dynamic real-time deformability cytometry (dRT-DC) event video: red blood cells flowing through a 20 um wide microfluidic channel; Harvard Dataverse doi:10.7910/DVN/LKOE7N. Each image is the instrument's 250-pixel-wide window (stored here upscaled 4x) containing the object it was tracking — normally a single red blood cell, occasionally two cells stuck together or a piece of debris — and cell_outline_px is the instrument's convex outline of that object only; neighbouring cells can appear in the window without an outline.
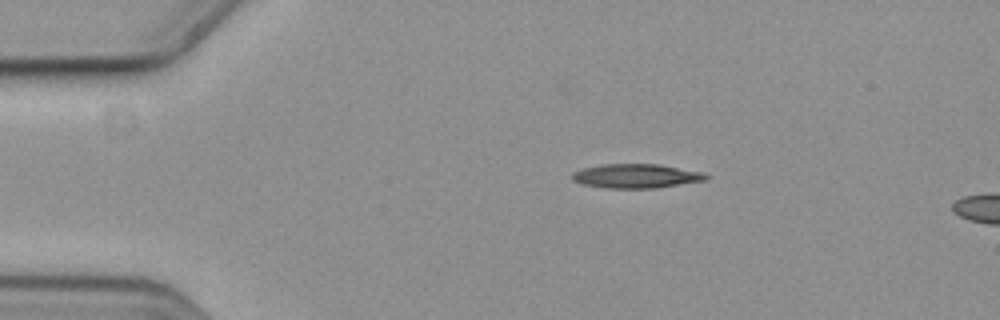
{"species": "common noctule bat (a hibernating species)", "species_latin": "Nyctalus noctula", "temperature_condition": "cold", "stored_images_in_passage": 6, "camera_frame_rate_fps": 3000, "um_per_image_px": 0.085, "animal": {"sex": "female", "body_mass_g": 19.3, "forearm_length_mm": 54.1}, "frame": {"image": 1, "passage_image": 1, "time_ms": 0.0, "image_size_px": [1000, 320], "cell_outline_px": [[708, 176], [704, 180], [656, 188], [604, 188], [580, 184], [572, 180], [572, 172], [584, 168], [600, 164], [660, 164], [704, 172]], "centroid_in_image_um": [54.03, 14.96], "position_along_channel_um": 31.0, "area_um2": 18.9}}